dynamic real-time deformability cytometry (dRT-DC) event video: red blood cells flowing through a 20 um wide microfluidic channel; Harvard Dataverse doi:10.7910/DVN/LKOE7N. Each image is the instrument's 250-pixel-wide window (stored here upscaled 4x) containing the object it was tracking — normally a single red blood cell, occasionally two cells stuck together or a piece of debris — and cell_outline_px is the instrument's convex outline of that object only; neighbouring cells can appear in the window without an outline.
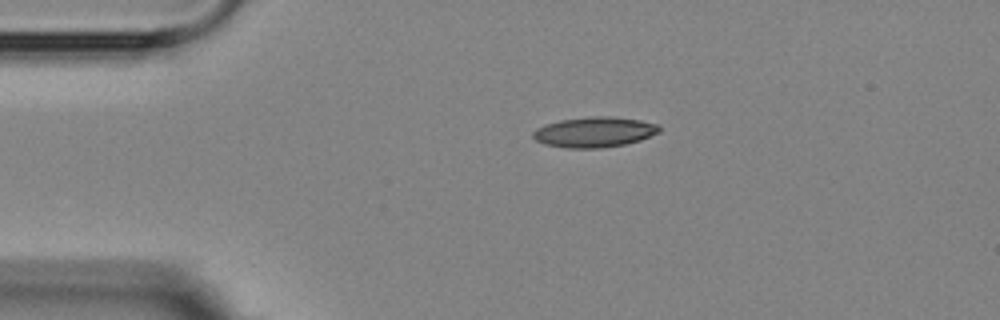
{"species": "Egyptian fruit bat (a non-hibernating species)", "species_latin": "Rousettus aegyptiacus", "temperature_condition": "room temperature", "stored_images_in_passage": 2, "camera_frame_rate_fps": 3000, "um_per_image_px": 0.085, "animal": {"sex": "female"}, "frame": {"image": 1, "passage_image": 1, "time_ms": 0.0, "image_size_px": [1000, 320], "cell_outline_px": [[660, 132], [640, 140], [624, 144], [600, 148], [564, 148], [544, 144], [536, 140], [532, 136], [532, 132], [536, 128], [544, 124], [560, 120], [588, 116], [612, 116], [640, 120], [660, 124]], "centroid_in_image_um": [50.51, 11.22], "position_along_channel_um": 34.5, "area_um2": 22.54}}